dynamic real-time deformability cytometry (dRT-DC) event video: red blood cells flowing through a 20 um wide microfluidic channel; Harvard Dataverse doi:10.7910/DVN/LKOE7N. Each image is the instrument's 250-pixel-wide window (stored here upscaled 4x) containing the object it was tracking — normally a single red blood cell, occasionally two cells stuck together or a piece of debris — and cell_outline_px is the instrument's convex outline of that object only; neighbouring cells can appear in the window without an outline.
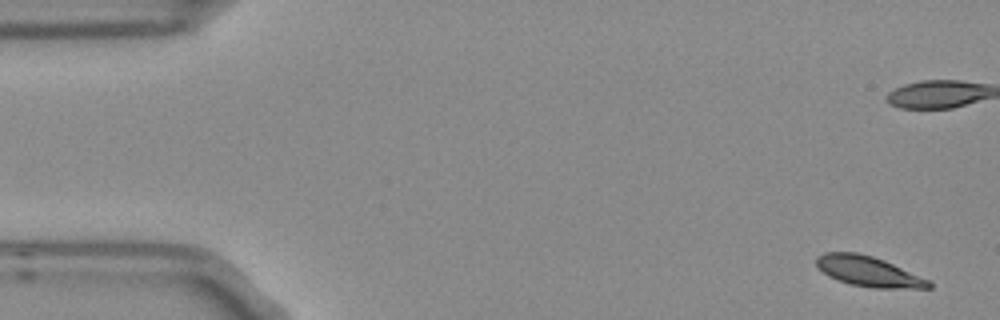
{"species": "Egyptian fruit bat (a non-hibernating species)", "species_latin": "Rousettus aegyptiacus", "temperature_condition": "room temperature", "stored_images_in_passage": 8, "camera_frame_rate_fps": 3000, "um_per_image_px": 0.085, "frame": {"image": 1, "passage_image": 1, "time_ms": 0.0, "image_size_px": [1000, 320], "cell_outline_px": [[932, 288], [872, 288], [852, 284], [828, 276], [816, 264], [816, 256], [824, 252], [856, 252], [872, 256], [884, 260], [928, 280], [932, 284]], "centroid_in_image_um": [73.8, 23.06], "position_along_channel_um": 11.2, "area_um2": 19.48}}